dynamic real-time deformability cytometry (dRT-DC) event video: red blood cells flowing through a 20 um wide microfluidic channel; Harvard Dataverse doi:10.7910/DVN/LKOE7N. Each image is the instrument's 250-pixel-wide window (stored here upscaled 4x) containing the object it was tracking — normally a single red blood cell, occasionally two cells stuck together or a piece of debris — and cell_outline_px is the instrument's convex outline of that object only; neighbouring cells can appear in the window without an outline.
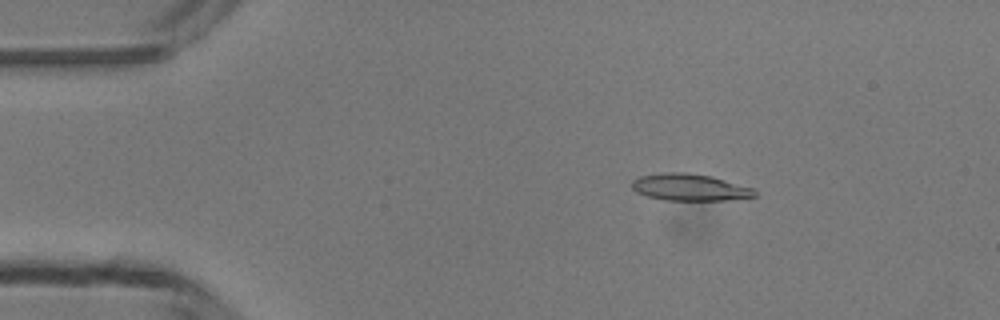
{"species": "common noctule bat (a hibernating species)", "species_latin": "Nyctalus noctula", "temperature_condition": "room temperature", "stored_images_in_passage": 48, "camera_frame_rate_fps": 3000, "um_per_image_px": 0.085, "animal": {"sex": "male", "body_mass_g": 13.3}, "frame": {"image": 1, "passage_image": 7, "time_ms": 2.0, "image_size_px": [1000, 320], "cell_outline_px": [[756, 196], [728, 200], [664, 200], [648, 196], [636, 192], [632, 188], [632, 180], [640, 176], [668, 172], [684, 172], [712, 176], [752, 188], [756, 192]], "centroid_in_image_um": [58.61, 15.92], "position_along_channel_um": 26.4, "area_um2": 19.07}}
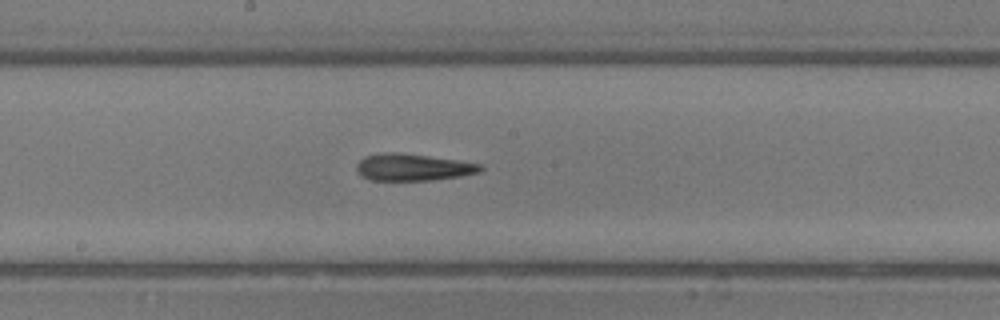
{"frame": {"image": 2, "passage_image": 25, "time_ms": 8.0, "image_size_px": [1000, 320], "cell_outline_px": [[484, 168], [480, 172], [460, 176], [432, 180], [368, 180], [360, 176], [356, 172], [356, 164], [364, 156], [384, 152], [396, 152], [428, 156], [456, 160], [480, 164]], "centroid_in_image_um": [35.04, 14.22], "position_along_channel_um": 213.2, "area_um2": 19.48}}
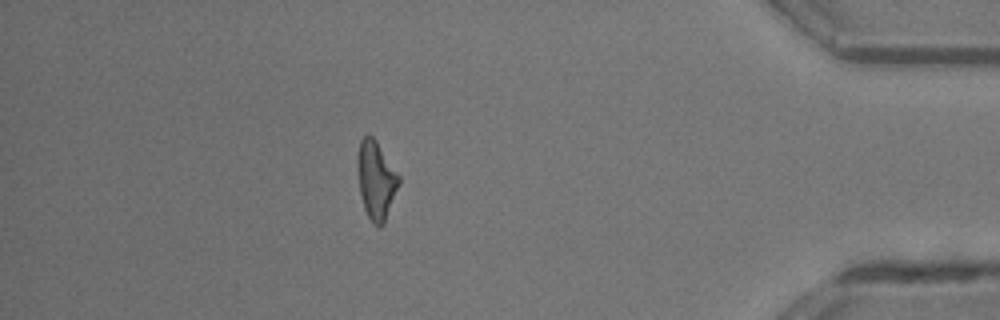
{"frame": {"image": 3, "passage_image": 42, "time_ms": 13.667, "image_size_px": [1000, 320], "cell_outline_px": [[400, 184], [384, 224], [380, 228], [372, 224], [364, 208], [360, 192], [356, 160], [360, 140], [368, 132], [376, 140], [400, 176]], "centroid_in_image_um": [31.97, 15.31], "position_along_channel_um": 403.2, "area_um2": 19.07}, "authors_computed_cell_mechanics": {"area_um2": 19.0451, "velocity_mm_per_s": 4.1899, "shape_relaxation_time_tau1_ms": 5.5901, "shape_relaxation_time_tau2_ms": 6.0732, "deformation_change_tau1": 0.2431, "deformation_change_tau2": 0.223}}